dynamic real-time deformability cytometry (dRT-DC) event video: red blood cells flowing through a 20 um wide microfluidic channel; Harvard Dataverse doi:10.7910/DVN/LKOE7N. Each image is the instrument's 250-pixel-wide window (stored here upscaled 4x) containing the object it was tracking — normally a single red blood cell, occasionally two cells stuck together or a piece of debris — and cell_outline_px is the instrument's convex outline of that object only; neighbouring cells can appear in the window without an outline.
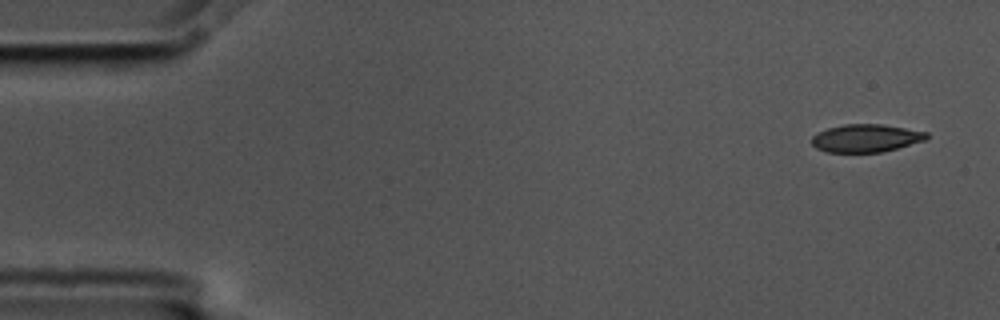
{"species": "common noctule bat (a hibernating species)", "species_latin": "Nyctalus noctula", "temperature_condition": "cold", "stored_images_in_passage": 5, "segment_of_instrument_passage": [1, 2], "camera_frame_rate_fps": 3000, "um_per_image_px": 0.085, "animal": {"sex": "male", "body_mass_g": 17.5, "forearm_length_mm": 52.3}, "frame": {"image": 1, "passage_image": 1, "time_ms": 0.0, "image_size_px": [1000, 320], "cell_outline_px": [[928, 140], [880, 152], [828, 152], [816, 148], [812, 144], [812, 136], [828, 128], [844, 124], [880, 124], [928, 132]], "centroid_in_image_um": [73.62, 11.74], "position_along_channel_um": 11.4, "area_um2": 18.5}}